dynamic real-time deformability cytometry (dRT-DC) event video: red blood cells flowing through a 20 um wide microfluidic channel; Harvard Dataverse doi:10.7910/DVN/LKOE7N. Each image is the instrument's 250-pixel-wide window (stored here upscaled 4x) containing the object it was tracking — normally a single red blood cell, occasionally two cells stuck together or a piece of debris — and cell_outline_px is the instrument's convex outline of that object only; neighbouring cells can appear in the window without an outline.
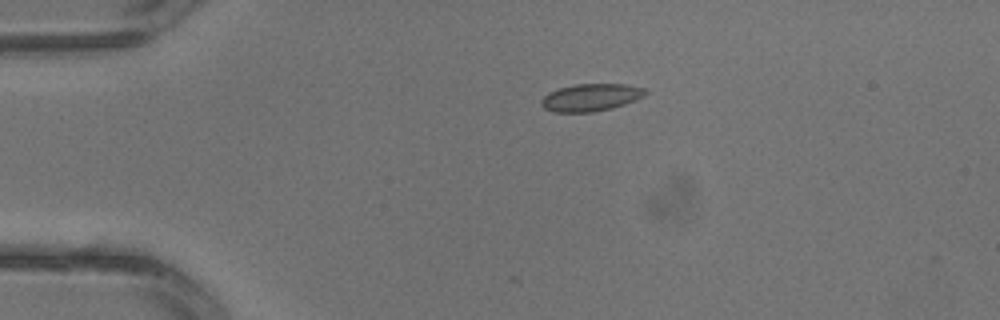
{"species": "common noctule bat (a hibernating species)", "species_latin": "Nyctalus noctula", "temperature_condition": "warm", "stored_images_in_passage": 4, "camera_frame_rate_fps": 3000, "um_per_image_px": 0.085, "animal": {"sex": "male", "body_mass_g": 13.3}, "frame": {"image": 1, "passage_image": 3, "time_ms": 0.667, "image_size_px": [1000, 320], "cell_outline_px": [[648, 92], [644, 96], [636, 100], [612, 108], [592, 112], [552, 112], [544, 108], [540, 104], [540, 100], [548, 92], [560, 88], [576, 84], [624, 84], [644, 88]], "centroid_in_image_um": [50.2, 8.28], "position_along_channel_um": 34.8, "area_um2": 16.65}}